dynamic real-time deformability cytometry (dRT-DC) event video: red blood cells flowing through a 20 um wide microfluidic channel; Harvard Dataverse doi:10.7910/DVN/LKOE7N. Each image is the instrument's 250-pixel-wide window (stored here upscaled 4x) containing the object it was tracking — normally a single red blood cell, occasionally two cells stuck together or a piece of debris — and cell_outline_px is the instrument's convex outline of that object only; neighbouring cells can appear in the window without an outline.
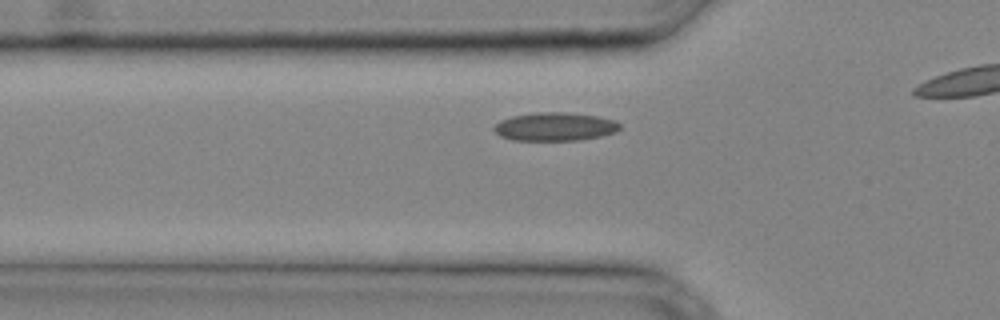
{"species": "common noctule bat (a hibernating species)", "species_latin": "Nyctalus noctula", "temperature_condition": "cold", "stored_images_in_passage": 10, "camera_frame_rate_fps": 3000, "um_per_image_px": 0.085, "animal": {"sex": "male", "body_mass_g": 20.4}, "frame": {"image": 1, "passage_image": 6, "time_ms": 1.667, "image_size_px": [1000, 320], "cell_outline_px": [[620, 128], [616, 132], [600, 136], [580, 140], [512, 140], [500, 136], [492, 128], [500, 120], [512, 116], [536, 112], [564, 112], [596, 116], [616, 120], [620, 124]], "centroid_in_image_um": [47.16, 10.76], "position_along_channel_um": 78.6, "area_um2": 20.81}}